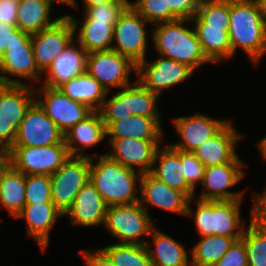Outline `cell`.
<instances>
[{
    "label": "cell",
    "mask_w": 266,
    "mask_h": 266,
    "mask_svg": "<svg viewBox=\"0 0 266 266\" xmlns=\"http://www.w3.org/2000/svg\"><path fill=\"white\" fill-rule=\"evenodd\" d=\"M232 59L242 49L255 68L266 55V19L257 0H229Z\"/></svg>",
    "instance_id": "1"
},
{
    "label": "cell",
    "mask_w": 266,
    "mask_h": 266,
    "mask_svg": "<svg viewBox=\"0 0 266 266\" xmlns=\"http://www.w3.org/2000/svg\"><path fill=\"white\" fill-rule=\"evenodd\" d=\"M94 154L91 157L89 180L107 207L138 203L140 198L136 193H140L142 173L123 166L107 154Z\"/></svg>",
    "instance_id": "2"
},
{
    "label": "cell",
    "mask_w": 266,
    "mask_h": 266,
    "mask_svg": "<svg viewBox=\"0 0 266 266\" xmlns=\"http://www.w3.org/2000/svg\"><path fill=\"white\" fill-rule=\"evenodd\" d=\"M189 22V19H178L156 24L148 35L159 56L183 63L195 72L211 62L202 51L194 27H185Z\"/></svg>",
    "instance_id": "3"
},
{
    "label": "cell",
    "mask_w": 266,
    "mask_h": 266,
    "mask_svg": "<svg viewBox=\"0 0 266 266\" xmlns=\"http://www.w3.org/2000/svg\"><path fill=\"white\" fill-rule=\"evenodd\" d=\"M195 201L196 211L190 207ZM244 200L205 201L195 197L188 202L186 216L194 218L200 236L220 235L241 239L247 226L242 221L241 205Z\"/></svg>",
    "instance_id": "4"
},
{
    "label": "cell",
    "mask_w": 266,
    "mask_h": 266,
    "mask_svg": "<svg viewBox=\"0 0 266 266\" xmlns=\"http://www.w3.org/2000/svg\"><path fill=\"white\" fill-rule=\"evenodd\" d=\"M150 214L139 202L109 206L106 208L103 227L120 240L116 243L145 245V238L156 227Z\"/></svg>",
    "instance_id": "5"
},
{
    "label": "cell",
    "mask_w": 266,
    "mask_h": 266,
    "mask_svg": "<svg viewBox=\"0 0 266 266\" xmlns=\"http://www.w3.org/2000/svg\"><path fill=\"white\" fill-rule=\"evenodd\" d=\"M32 84H0V145L9 150L24 115L35 101Z\"/></svg>",
    "instance_id": "6"
},
{
    "label": "cell",
    "mask_w": 266,
    "mask_h": 266,
    "mask_svg": "<svg viewBox=\"0 0 266 266\" xmlns=\"http://www.w3.org/2000/svg\"><path fill=\"white\" fill-rule=\"evenodd\" d=\"M41 76L43 73L35 62L31 35L18 28V40L7 45L6 51L0 56V84H27L24 80L39 83Z\"/></svg>",
    "instance_id": "7"
},
{
    "label": "cell",
    "mask_w": 266,
    "mask_h": 266,
    "mask_svg": "<svg viewBox=\"0 0 266 266\" xmlns=\"http://www.w3.org/2000/svg\"><path fill=\"white\" fill-rule=\"evenodd\" d=\"M70 157L65 142L46 146H12L8 161L25 175H52Z\"/></svg>",
    "instance_id": "8"
},
{
    "label": "cell",
    "mask_w": 266,
    "mask_h": 266,
    "mask_svg": "<svg viewBox=\"0 0 266 266\" xmlns=\"http://www.w3.org/2000/svg\"><path fill=\"white\" fill-rule=\"evenodd\" d=\"M149 23L129 4L114 25L112 50L128 57L134 64L147 58Z\"/></svg>",
    "instance_id": "9"
},
{
    "label": "cell",
    "mask_w": 266,
    "mask_h": 266,
    "mask_svg": "<svg viewBox=\"0 0 266 266\" xmlns=\"http://www.w3.org/2000/svg\"><path fill=\"white\" fill-rule=\"evenodd\" d=\"M91 157L70 156L52 175V202L65 214L78 192L90 179Z\"/></svg>",
    "instance_id": "10"
},
{
    "label": "cell",
    "mask_w": 266,
    "mask_h": 266,
    "mask_svg": "<svg viewBox=\"0 0 266 266\" xmlns=\"http://www.w3.org/2000/svg\"><path fill=\"white\" fill-rule=\"evenodd\" d=\"M86 72L110 92L112 88L122 89L133 83L130 76L136 73V64L112 49L96 51L87 55Z\"/></svg>",
    "instance_id": "11"
},
{
    "label": "cell",
    "mask_w": 266,
    "mask_h": 266,
    "mask_svg": "<svg viewBox=\"0 0 266 266\" xmlns=\"http://www.w3.org/2000/svg\"><path fill=\"white\" fill-rule=\"evenodd\" d=\"M34 88L35 101L64 134L92 112L85 104L66 96L60 88Z\"/></svg>",
    "instance_id": "12"
},
{
    "label": "cell",
    "mask_w": 266,
    "mask_h": 266,
    "mask_svg": "<svg viewBox=\"0 0 266 266\" xmlns=\"http://www.w3.org/2000/svg\"><path fill=\"white\" fill-rule=\"evenodd\" d=\"M155 60H143L136 65L137 81L151 92L160 96L163 90L188 80L194 71L187 65L162 56Z\"/></svg>",
    "instance_id": "13"
},
{
    "label": "cell",
    "mask_w": 266,
    "mask_h": 266,
    "mask_svg": "<svg viewBox=\"0 0 266 266\" xmlns=\"http://www.w3.org/2000/svg\"><path fill=\"white\" fill-rule=\"evenodd\" d=\"M245 162H230L222 165L205 167L201 184L202 190L197 199L205 201L244 200V190L231 191L245 177Z\"/></svg>",
    "instance_id": "14"
},
{
    "label": "cell",
    "mask_w": 266,
    "mask_h": 266,
    "mask_svg": "<svg viewBox=\"0 0 266 266\" xmlns=\"http://www.w3.org/2000/svg\"><path fill=\"white\" fill-rule=\"evenodd\" d=\"M64 133L34 101L27 109L12 146H46L60 144Z\"/></svg>",
    "instance_id": "15"
},
{
    "label": "cell",
    "mask_w": 266,
    "mask_h": 266,
    "mask_svg": "<svg viewBox=\"0 0 266 266\" xmlns=\"http://www.w3.org/2000/svg\"><path fill=\"white\" fill-rule=\"evenodd\" d=\"M74 27L64 14L54 25L31 34L34 58L38 69L44 73L53 60L74 40Z\"/></svg>",
    "instance_id": "16"
},
{
    "label": "cell",
    "mask_w": 266,
    "mask_h": 266,
    "mask_svg": "<svg viewBox=\"0 0 266 266\" xmlns=\"http://www.w3.org/2000/svg\"><path fill=\"white\" fill-rule=\"evenodd\" d=\"M111 151L106 152L112 160L142 174L150 173L160 142L164 139H137L132 137L106 139ZM137 169V170H136Z\"/></svg>",
    "instance_id": "17"
},
{
    "label": "cell",
    "mask_w": 266,
    "mask_h": 266,
    "mask_svg": "<svg viewBox=\"0 0 266 266\" xmlns=\"http://www.w3.org/2000/svg\"><path fill=\"white\" fill-rule=\"evenodd\" d=\"M230 120L212 118L204 113L179 116L172 119L180 139L169 145L173 149L193 152L206 140L216 135ZM180 141V142H179Z\"/></svg>",
    "instance_id": "18"
},
{
    "label": "cell",
    "mask_w": 266,
    "mask_h": 266,
    "mask_svg": "<svg viewBox=\"0 0 266 266\" xmlns=\"http://www.w3.org/2000/svg\"><path fill=\"white\" fill-rule=\"evenodd\" d=\"M139 203L149 213L146 204L173 214L186 215L190 198L183 192L172 189L150 173L142 174Z\"/></svg>",
    "instance_id": "19"
},
{
    "label": "cell",
    "mask_w": 266,
    "mask_h": 266,
    "mask_svg": "<svg viewBox=\"0 0 266 266\" xmlns=\"http://www.w3.org/2000/svg\"><path fill=\"white\" fill-rule=\"evenodd\" d=\"M242 137L241 132L233 126L230 120L216 135L202 143L193 153L205 167L244 162L236 152V146Z\"/></svg>",
    "instance_id": "20"
},
{
    "label": "cell",
    "mask_w": 266,
    "mask_h": 266,
    "mask_svg": "<svg viewBox=\"0 0 266 266\" xmlns=\"http://www.w3.org/2000/svg\"><path fill=\"white\" fill-rule=\"evenodd\" d=\"M87 55V51L74 39L43 73L46 77L41 79V86L60 88L85 73Z\"/></svg>",
    "instance_id": "21"
},
{
    "label": "cell",
    "mask_w": 266,
    "mask_h": 266,
    "mask_svg": "<svg viewBox=\"0 0 266 266\" xmlns=\"http://www.w3.org/2000/svg\"><path fill=\"white\" fill-rule=\"evenodd\" d=\"M63 216L53 202H40L25 204L15 218H25L28 237H31L44 253L49 245L51 230Z\"/></svg>",
    "instance_id": "22"
},
{
    "label": "cell",
    "mask_w": 266,
    "mask_h": 266,
    "mask_svg": "<svg viewBox=\"0 0 266 266\" xmlns=\"http://www.w3.org/2000/svg\"><path fill=\"white\" fill-rule=\"evenodd\" d=\"M107 205L89 180L78 192L72 206L64 217L70 219L73 226L96 227L103 226Z\"/></svg>",
    "instance_id": "23"
},
{
    "label": "cell",
    "mask_w": 266,
    "mask_h": 266,
    "mask_svg": "<svg viewBox=\"0 0 266 266\" xmlns=\"http://www.w3.org/2000/svg\"><path fill=\"white\" fill-rule=\"evenodd\" d=\"M106 126L99 111H92L64 134L70 156L92 157L84 150L106 139Z\"/></svg>",
    "instance_id": "24"
},
{
    "label": "cell",
    "mask_w": 266,
    "mask_h": 266,
    "mask_svg": "<svg viewBox=\"0 0 266 266\" xmlns=\"http://www.w3.org/2000/svg\"><path fill=\"white\" fill-rule=\"evenodd\" d=\"M150 174L190 199L196 196V191L185 181L180 155L169 144L157 149Z\"/></svg>",
    "instance_id": "25"
},
{
    "label": "cell",
    "mask_w": 266,
    "mask_h": 266,
    "mask_svg": "<svg viewBox=\"0 0 266 266\" xmlns=\"http://www.w3.org/2000/svg\"><path fill=\"white\" fill-rule=\"evenodd\" d=\"M153 242L146 241L152 266H190V254L186 247L173 237L155 227L151 234ZM153 247V248H152ZM189 255V256H188Z\"/></svg>",
    "instance_id": "26"
},
{
    "label": "cell",
    "mask_w": 266,
    "mask_h": 266,
    "mask_svg": "<svg viewBox=\"0 0 266 266\" xmlns=\"http://www.w3.org/2000/svg\"><path fill=\"white\" fill-rule=\"evenodd\" d=\"M107 139L132 137L137 139H163L161 118L132 115L118 121H103Z\"/></svg>",
    "instance_id": "27"
},
{
    "label": "cell",
    "mask_w": 266,
    "mask_h": 266,
    "mask_svg": "<svg viewBox=\"0 0 266 266\" xmlns=\"http://www.w3.org/2000/svg\"><path fill=\"white\" fill-rule=\"evenodd\" d=\"M66 15L72 21L74 27V39L87 51V53L112 49L115 23H101L93 20H83L80 25L78 19L73 15Z\"/></svg>",
    "instance_id": "28"
},
{
    "label": "cell",
    "mask_w": 266,
    "mask_h": 266,
    "mask_svg": "<svg viewBox=\"0 0 266 266\" xmlns=\"http://www.w3.org/2000/svg\"><path fill=\"white\" fill-rule=\"evenodd\" d=\"M192 25L202 51L211 63L219 65L226 59H232L229 27L210 26L206 23H193Z\"/></svg>",
    "instance_id": "29"
},
{
    "label": "cell",
    "mask_w": 266,
    "mask_h": 266,
    "mask_svg": "<svg viewBox=\"0 0 266 266\" xmlns=\"http://www.w3.org/2000/svg\"><path fill=\"white\" fill-rule=\"evenodd\" d=\"M52 6L51 0H20L17 10V28L31 35L51 27L63 16L52 20L50 17Z\"/></svg>",
    "instance_id": "30"
},
{
    "label": "cell",
    "mask_w": 266,
    "mask_h": 266,
    "mask_svg": "<svg viewBox=\"0 0 266 266\" xmlns=\"http://www.w3.org/2000/svg\"><path fill=\"white\" fill-rule=\"evenodd\" d=\"M25 174L8 163L0 172V209L16 217L25 206Z\"/></svg>",
    "instance_id": "31"
},
{
    "label": "cell",
    "mask_w": 266,
    "mask_h": 266,
    "mask_svg": "<svg viewBox=\"0 0 266 266\" xmlns=\"http://www.w3.org/2000/svg\"><path fill=\"white\" fill-rule=\"evenodd\" d=\"M72 100L85 104L92 111H99L107 95L101 84L87 72L69 80L60 87Z\"/></svg>",
    "instance_id": "32"
},
{
    "label": "cell",
    "mask_w": 266,
    "mask_h": 266,
    "mask_svg": "<svg viewBox=\"0 0 266 266\" xmlns=\"http://www.w3.org/2000/svg\"><path fill=\"white\" fill-rule=\"evenodd\" d=\"M234 241L232 237L220 235L201 236L200 241L190 249L191 266H213Z\"/></svg>",
    "instance_id": "33"
},
{
    "label": "cell",
    "mask_w": 266,
    "mask_h": 266,
    "mask_svg": "<svg viewBox=\"0 0 266 266\" xmlns=\"http://www.w3.org/2000/svg\"><path fill=\"white\" fill-rule=\"evenodd\" d=\"M159 95L144 88L137 80L126 86L127 115L161 118L158 108Z\"/></svg>",
    "instance_id": "34"
},
{
    "label": "cell",
    "mask_w": 266,
    "mask_h": 266,
    "mask_svg": "<svg viewBox=\"0 0 266 266\" xmlns=\"http://www.w3.org/2000/svg\"><path fill=\"white\" fill-rule=\"evenodd\" d=\"M100 249L115 266H152L145 245L113 243Z\"/></svg>",
    "instance_id": "35"
},
{
    "label": "cell",
    "mask_w": 266,
    "mask_h": 266,
    "mask_svg": "<svg viewBox=\"0 0 266 266\" xmlns=\"http://www.w3.org/2000/svg\"><path fill=\"white\" fill-rule=\"evenodd\" d=\"M241 239L247 253L248 266H266V225L250 220Z\"/></svg>",
    "instance_id": "36"
},
{
    "label": "cell",
    "mask_w": 266,
    "mask_h": 266,
    "mask_svg": "<svg viewBox=\"0 0 266 266\" xmlns=\"http://www.w3.org/2000/svg\"><path fill=\"white\" fill-rule=\"evenodd\" d=\"M192 23L229 27V0H200Z\"/></svg>",
    "instance_id": "37"
},
{
    "label": "cell",
    "mask_w": 266,
    "mask_h": 266,
    "mask_svg": "<svg viewBox=\"0 0 266 266\" xmlns=\"http://www.w3.org/2000/svg\"><path fill=\"white\" fill-rule=\"evenodd\" d=\"M129 4L149 23L160 24L178 20L166 8V0H135Z\"/></svg>",
    "instance_id": "38"
},
{
    "label": "cell",
    "mask_w": 266,
    "mask_h": 266,
    "mask_svg": "<svg viewBox=\"0 0 266 266\" xmlns=\"http://www.w3.org/2000/svg\"><path fill=\"white\" fill-rule=\"evenodd\" d=\"M129 0L102 3L83 8V20H93L101 23H116L119 15L129 5Z\"/></svg>",
    "instance_id": "39"
},
{
    "label": "cell",
    "mask_w": 266,
    "mask_h": 266,
    "mask_svg": "<svg viewBox=\"0 0 266 266\" xmlns=\"http://www.w3.org/2000/svg\"><path fill=\"white\" fill-rule=\"evenodd\" d=\"M26 204L52 202L50 175H25Z\"/></svg>",
    "instance_id": "40"
},
{
    "label": "cell",
    "mask_w": 266,
    "mask_h": 266,
    "mask_svg": "<svg viewBox=\"0 0 266 266\" xmlns=\"http://www.w3.org/2000/svg\"><path fill=\"white\" fill-rule=\"evenodd\" d=\"M113 96L109 97L110 92L107 93L105 100L99 113L103 121H118L131 117L132 115H127L126 107V87H123L117 92L113 91Z\"/></svg>",
    "instance_id": "41"
},
{
    "label": "cell",
    "mask_w": 266,
    "mask_h": 266,
    "mask_svg": "<svg viewBox=\"0 0 266 266\" xmlns=\"http://www.w3.org/2000/svg\"><path fill=\"white\" fill-rule=\"evenodd\" d=\"M183 161V175L187 184L195 191L196 185L202 184L205 166L193 152L174 149Z\"/></svg>",
    "instance_id": "42"
},
{
    "label": "cell",
    "mask_w": 266,
    "mask_h": 266,
    "mask_svg": "<svg viewBox=\"0 0 266 266\" xmlns=\"http://www.w3.org/2000/svg\"><path fill=\"white\" fill-rule=\"evenodd\" d=\"M213 266H248L244 241L242 239L234 241L229 250Z\"/></svg>",
    "instance_id": "43"
},
{
    "label": "cell",
    "mask_w": 266,
    "mask_h": 266,
    "mask_svg": "<svg viewBox=\"0 0 266 266\" xmlns=\"http://www.w3.org/2000/svg\"><path fill=\"white\" fill-rule=\"evenodd\" d=\"M199 2L200 0H166V8H170L177 19L191 20L196 15Z\"/></svg>",
    "instance_id": "44"
},
{
    "label": "cell",
    "mask_w": 266,
    "mask_h": 266,
    "mask_svg": "<svg viewBox=\"0 0 266 266\" xmlns=\"http://www.w3.org/2000/svg\"><path fill=\"white\" fill-rule=\"evenodd\" d=\"M251 208V220L266 225V190L253 193Z\"/></svg>",
    "instance_id": "45"
},
{
    "label": "cell",
    "mask_w": 266,
    "mask_h": 266,
    "mask_svg": "<svg viewBox=\"0 0 266 266\" xmlns=\"http://www.w3.org/2000/svg\"><path fill=\"white\" fill-rule=\"evenodd\" d=\"M18 0H0V23L16 25Z\"/></svg>",
    "instance_id": "46"
},
{
    "label": "cell",
    "mask_w": 266,
    "mask_h": 266,
    "mask_svg": "<svg viewBox=\"0 0 266 266\" xmlns=\"http://www.w3.org/2000/svg\"><path fill=\"white\" fill-rule=\"evenodd\" d=\"M82 249L86 266H115L110 258L99 248L95 250Z\"/></svg>",
    "instance_id": "47"
},
{
    "label": "cell",
    "mask_w": 266,
    "mask_h": 266,
    "mask_svg": "<svg viewBox=\"0 0 266 266\" xmlns=\"http://www.w3.org/2000/svg\"><path fill=\"white\" fill-rule=\"evenodd\" d=\"M14 40H18L17 26L0 23V56L6 51L7 45Z\"/></svg>",
    "instance_id": "48"
},
{
    "label": "cell",
    "mask_w": 266,
    "mask_h": 266,
    "mask_svg": "<svg viewBox=\"0 0 266 266\" xmlns=\"http://www.w3.org/2000/svg\"><path fill=\"white\" fill-rule=\"evenodd\" d=\"M8 163V150L0 145V172Z\"/></svg>",
    "instance_id": "49"
},
{
    "label": "cell",
    "mask_w": 266,
    "mask_h": 266,
    "mask_svg": "<svg viewBox=\"0 0 266 266\" xmlns=\"http://www.w3.org/2000/svg\"><path fill=\"white\" fill-rule=\"evenodd\" d=\"M256 144H257L256 148H258L261 154V158H263L266 161V136H264Z\"/></svg>",
    "instance_id": "50"
},
{
    "label": "cell",
    "mask_w": 266,
    "mask_h": 266,
    "mask_svg": "<svg viewBox=\"0 0 266 266\" xmlns=\"http://www.w3.org/2000/svg\"><path fill=\"white\" fill-rule=\"evenodd\" d=\"M115 1L117 0H83L84 2L83 7L87 8L89 6H95V5H99L102 3H109V2H115Z\"/></svg>",
    "instance_id": "51"
},
{
    "label": "cell",
    "mask_w": 266,
    "mask_h": 266,
    "mask_svg": "<svg viewBox=\"0 0 266 266\" xmlns=\"http://www.w3.org/2000/svg\"><path fill=\"white\" fill-rule=\"evenodd\" d=\"M53 3H59V4H66L67 6H69L70 8L72 7L73 9H77L80 6L78 5L79 3L77 2V0H51Z\"/></svg>",
    "instance_id": "52"
},
{
    "label": "cell",
    "mask_w": 266,
    "mask_h": 266,
    "mask_svg": "<svg viewBox=\"0 0 266 266\" xmlns=\"http://www.w3.org/2000/svg\"><path fill=\"white\" fill-rule=\"evenodd\" d=\"M263 17L266 19V0H257Z\"/></svg>",
    "instance_id": "53"
}]
</instances>
